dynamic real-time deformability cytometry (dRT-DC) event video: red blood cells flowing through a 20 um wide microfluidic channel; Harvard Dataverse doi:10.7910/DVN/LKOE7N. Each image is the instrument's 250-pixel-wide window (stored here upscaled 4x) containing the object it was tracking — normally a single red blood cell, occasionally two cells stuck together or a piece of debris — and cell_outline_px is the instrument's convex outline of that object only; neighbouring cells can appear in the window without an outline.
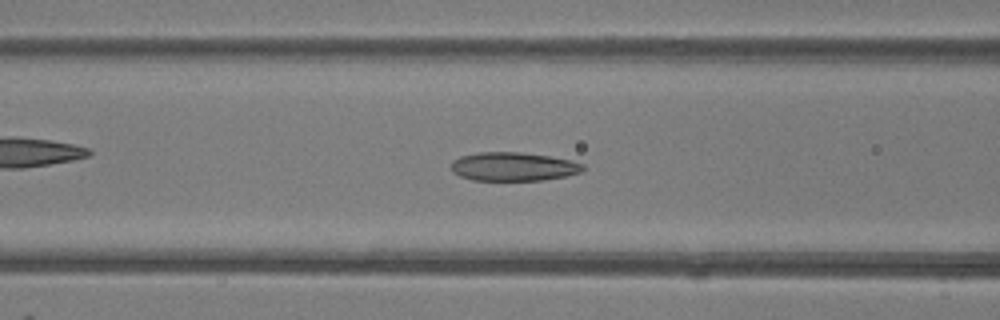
{"species": "common noctule bat (a hibernating species)", "species_latin": "Nyctalus noctula", "temperature_condition": "room temperature", "stored_images_in_passage": 39, "camera_frame_rate_fps": 3000, "um_per_image_px": 0.085, "animal": {"sex": "female"}, "frame": {"image": 1, "passage_image": 19, "time_ms": 6.0, "image_size_px": [1000, 320], "cell_outline_px": [[584, 168], [580, 172], [564, 176], [544, 180], [472, 180], [460, 176], [452, 172], [452, 160], [460, 156], [480, 152], [520, 152], [548, 156], [572, 160], [584, 164]], "centroid_in_image_um": [43.62, 14.16], "position_along_channel_um": 123.0, "area_um2": 21.96}}
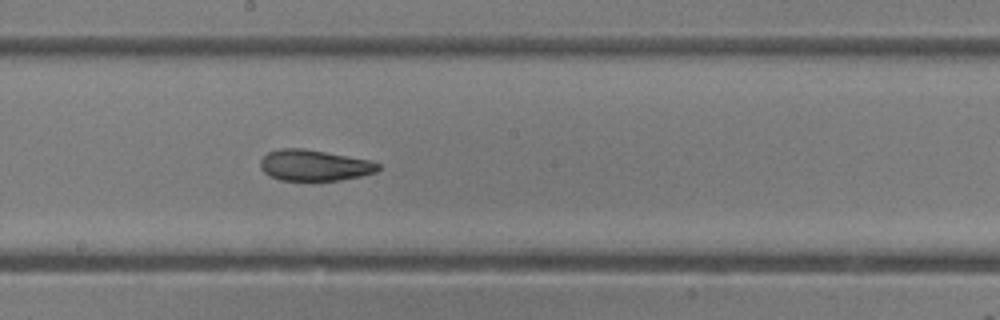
{"frame": {"image": 2, "passage_image": 26, "time_ms": 8.333, "image_size_px": [1000, 320], "cell_outline_px": [[380, 168], [376, 172], [360, 176], [340, 180], [280, 180], [264, 172], [260, 168], [260, 160], [268, 152], [280, 148], [304, 148], [368, 160], [380, 164]], "centroid_in_image_um": [26.69, 14.05], "position_along_channel_um": 221.5, "area_um2": 21.1}}
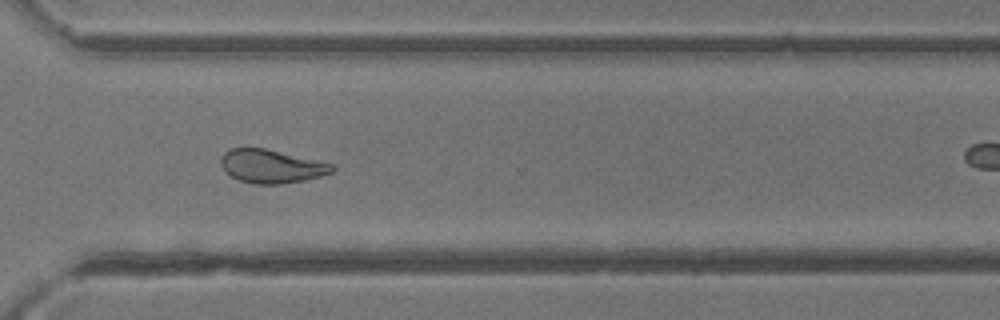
{"frame": {"image": 3, "passage_image": 35, "time_ms": 11.333, "image_size_px": [1000, 320], "cell_outline_px": [[336, 168], [332, 172], [320, 176], [304, 180], [280, 184], [256, 184], [236, 180], [224, 172], [220, 164], [220, 156], [224, 152], [232, 148], [264, 148], [332, 164]], "centroid_in_image_um": [23.0, 14.14], "position_along_channel_um": 347.6, "area_um2": 21.68}}